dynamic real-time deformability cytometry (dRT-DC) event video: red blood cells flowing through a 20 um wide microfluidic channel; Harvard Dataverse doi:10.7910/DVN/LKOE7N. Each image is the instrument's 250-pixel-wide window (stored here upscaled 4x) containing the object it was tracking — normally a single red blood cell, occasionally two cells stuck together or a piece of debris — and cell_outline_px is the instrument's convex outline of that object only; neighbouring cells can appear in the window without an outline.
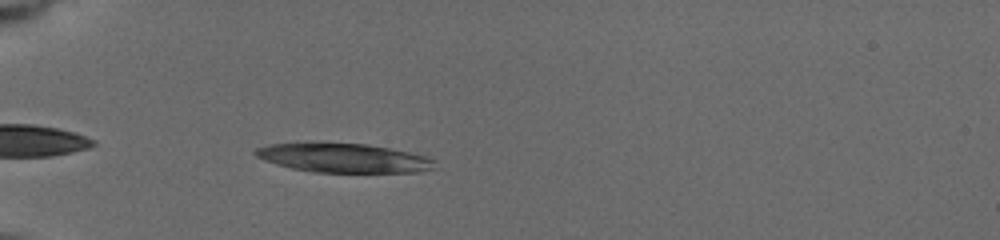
{"species": "common noctule bat (a hibernating species)", "species_latin": "Nyctalus noctula", "temperature_condition": "cold", "stored_images_in_passage": 6, "camera_frame_rate_fps": 3000, "um_per_image_px": 0.085, "animal": {"sex": "female", "body_mass_g": 19.5, "forearm_length_mm": 54.1}, "frame": {"image": 1, "passage_image": 2, "time_ms": 0.667, "image_size_px": [1000, 240], "cell_outline_px": [[436, 160], [432, 168], [420, 172], [312, 172], [292, 168], [276, 164], [264, 160], [256, 156], [252, 152], [256, 148], [272, 144], [368, 144], [408, 152], [424, 156]], "centroid_in_image_um": [29.2, 13.44], "position_along_channel_um": 55.8, "area_um2": 29.71}}